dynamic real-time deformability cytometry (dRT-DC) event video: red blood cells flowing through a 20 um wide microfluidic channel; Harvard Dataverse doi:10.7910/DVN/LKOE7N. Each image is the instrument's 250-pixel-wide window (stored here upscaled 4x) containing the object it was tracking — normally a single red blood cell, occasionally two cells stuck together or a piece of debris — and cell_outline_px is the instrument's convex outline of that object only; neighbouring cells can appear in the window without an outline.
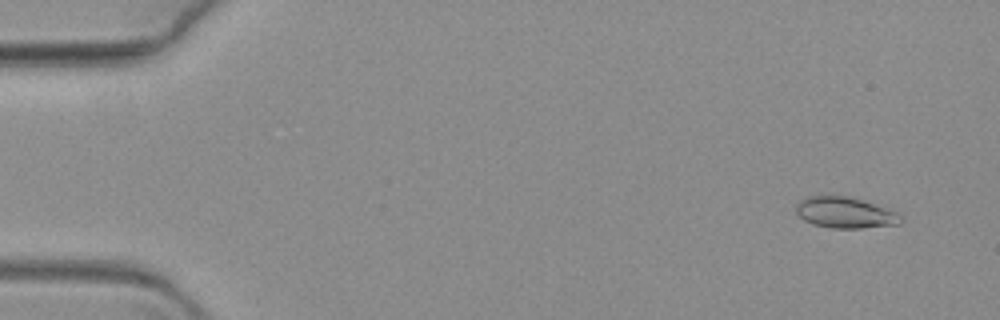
{"species": "common noctule bat (a hibernating species)", "species_latin": "Nyctalus noctula", "temperature_condition": "warm", "stored_images_in_passage": 68, "camera_frame_rate_fps": 3000, "um_per_image_px": 0.085, "animal": {"sex": "female", "body_mass_g": 19.3, "forearm_length_mm": 54.1}, "frame": {"image": 1, "passage_image": 5, "time_ms": 1.333, "image_size_px": [1000, 320], "cell_outline_px": [[904, 220], [900, 224], [860, 228], [832, 228], [812, 224], [804, 220], [796, 212], [796, 204], [800, 200], [812, 196], [844, 196], [860, 200], [896, 212]], "centroid_in_image_um": [71.81, 18.09], "position_along_channel_um": 13.2, "area_um2": 18.55}}
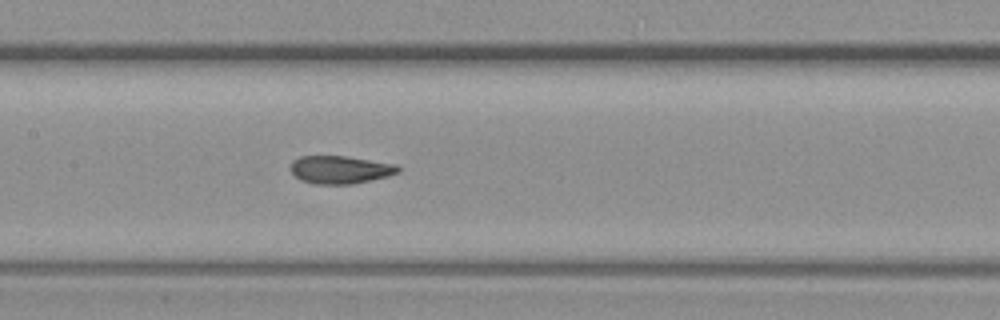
{"frame": {"image": 2, "passage_image": 34, "time_ms": 11.0, "image_size_px": [1000, 320], "cell_outline_px": [[400, 172], [388, 176], [352, 184], [312, 184], [300, 180], [292, 172], [292, 160], [300, 156], [344, 156], [396, 164], [400, 168]], "centroid_in_image_um": [28.92, 14.42], "position_along_channel_um": 178.5, "area_um2": 17.4}}
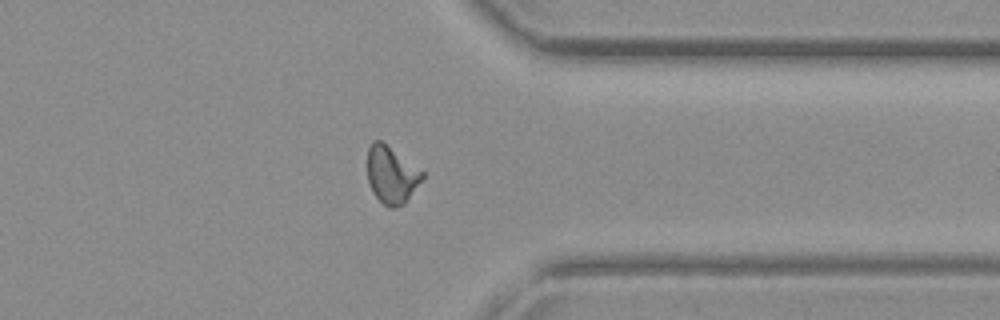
{"frame": {"image": 3, "passage_image": 54, "time_ms": 17.667, "image_size_px": [1000, 320], "cell_outline_px": [[424, 176], [404, 204], [396, 208], [388, 208], [372, 192], [368, 180], [368, 148], [372, 140], [380, 140], [424, 172]], "centroid_in_image_um": [33.26, 14.87], "position_along_channel_um": 378.1, "area_um2": 18.03}}